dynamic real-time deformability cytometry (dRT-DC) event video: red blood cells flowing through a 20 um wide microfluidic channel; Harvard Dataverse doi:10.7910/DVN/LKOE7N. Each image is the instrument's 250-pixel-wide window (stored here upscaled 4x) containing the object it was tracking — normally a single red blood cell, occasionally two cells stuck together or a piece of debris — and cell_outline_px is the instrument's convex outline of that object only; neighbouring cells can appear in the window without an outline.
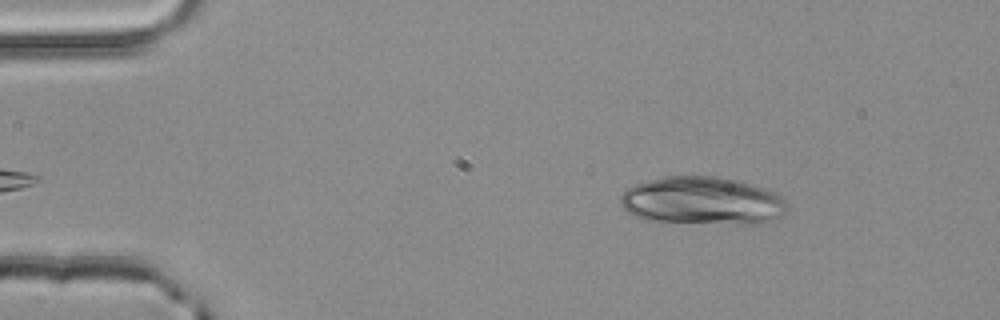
{"species": "common noctule bat (a hibernating species)", "species_latin": "Nyctalus noctula", "temperature_condition": "room temperature", "stored_images_in_passage": 46, "camera_frame_rate_fps": 3000, "um_per_image_px": 0.085, "animal": {"sex": "male", "body_mass_g": 20.4}, "frame": {"image": 1, "passage_image": 3, "time_ms": 0.667, "image_size_px": [1000, 320], "cell_outline_px": [[788, 204], [784, 212], [780, 216], [764, 224], [736, 224], [644, 220], [628, 212], [620, 204], [620, 196], [632, 184], [664, 176], [712, 176], [736, 180], [752, 184], [764, 188], [780, 196]], "centroid_in_image_um": [59.68, 17.07], "position_along_channel_um": 25.3, "area_um2": 46.59}}
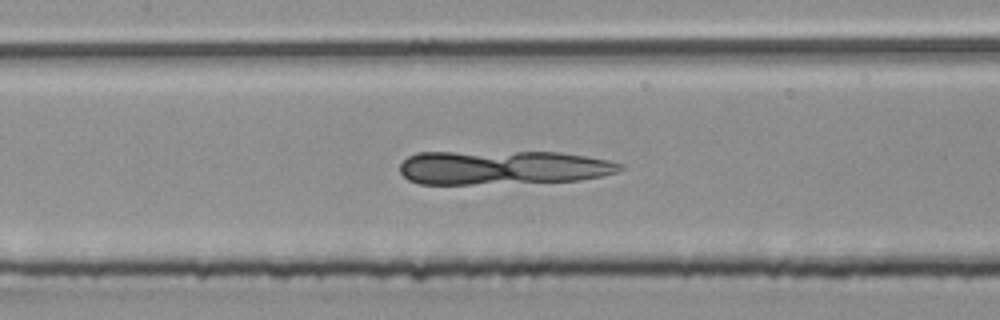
{"frame": {"image": 2, "passage_image": 19, "time_ms": 6.0, "image_size_px": [1000, 320], "cell_outline_px": [[624, 168], [616, 172], [600, 176], [580, 180], [472, 184], [420, 184], [408, 180], [400, 172], [400, 164], [408, 156], [416, 152], [560, 152], [608, 160], [624, 164]], "centroid_in_image_um": [42.7, 14.23], "position_along_channel_um": 164.7, "area_um2": 43.64}}
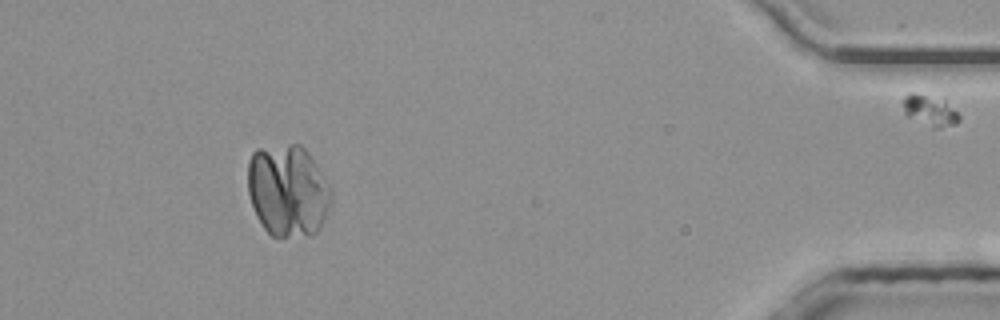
{"frame": {"image": 3, "passage_image": 42, "time_ms": 13.667, "image_size_px": [1000, 320], "cell_outline_px": [[332, 200], [324, 220], [320, 228], [312, 236], [272, 236], [264, 228], [252, 204], [248, 192], [248, 160], [252, 152], [256, 148], [292, 144], [300, 144], [308, 152], [316, 164], [332, 192]], "centroid_in_image_um": [24.47, 16.19], "position_along_channel_um": 410.7, "area_um2": 44.68}}